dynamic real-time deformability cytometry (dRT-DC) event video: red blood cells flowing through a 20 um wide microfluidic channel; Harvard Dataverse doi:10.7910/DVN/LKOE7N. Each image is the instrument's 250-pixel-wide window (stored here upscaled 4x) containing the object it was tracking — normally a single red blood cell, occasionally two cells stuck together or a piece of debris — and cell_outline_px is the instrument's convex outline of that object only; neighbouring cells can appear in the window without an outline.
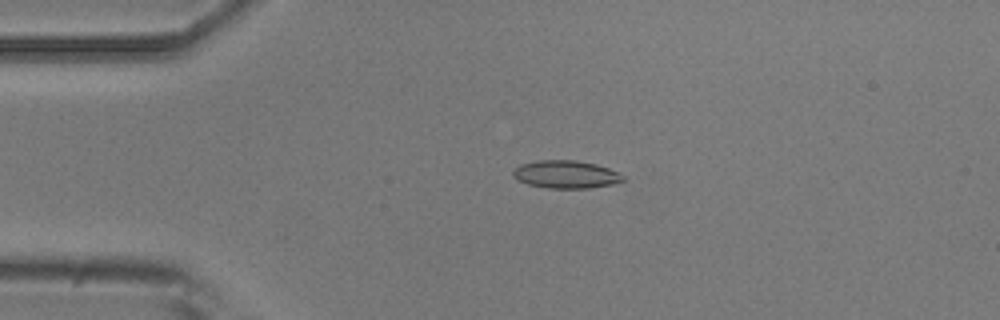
{"species": "common noctule bat (a hibernating species)", "species_latin": "Nyctalus noctula", "temperature_condition": "room temperature", "stored_images_in_passage": 43, "camera_frame_rate_fps": 3000, "um_per_image_px": 0.085, "animal": {"sex": "male", "body_mass_g": 20.5, "forearm_length_mm": 52.5}, "frame": {"image": 1, "passage_image": 1, "time_ms": 0.0, "image_size_px": [1000, 320], "cell_outline_px": [[624, 180], [612, 184], [588, 188], [548, 188], [528, 184], [516, 180], [512, 176], [512, 172], [520, 164], [536, 160], [576, 160], [596, 164], [608, 168], [624, 176]], "centroid_in_image_um": [48.06, 14.82], "position_along_channel_um": 36.9, "area_um2": 17.8}}
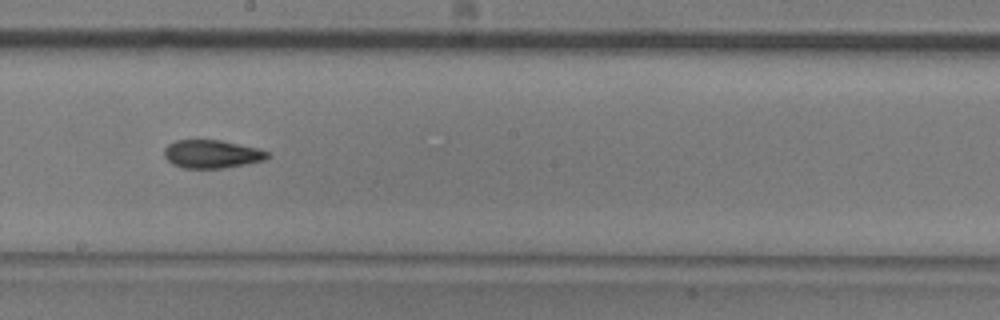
{"frame": {"image": 2, "passage_image": 19, "time_ms": 6.0, "image_size_px": [1000, 320], "cell_outline_px": [[268, 156], [264, 160], [248, 164], [224, 168], [180, 168], [172, 164], [164, 156], [164, 148], [168, 144], [176, 140], [220, 140], [256, 148], [268, 152]], "centroid_in_image_um": [17.96, 13.1], "position_along_channel_um": 230.2, "area_um2": 16.94}}
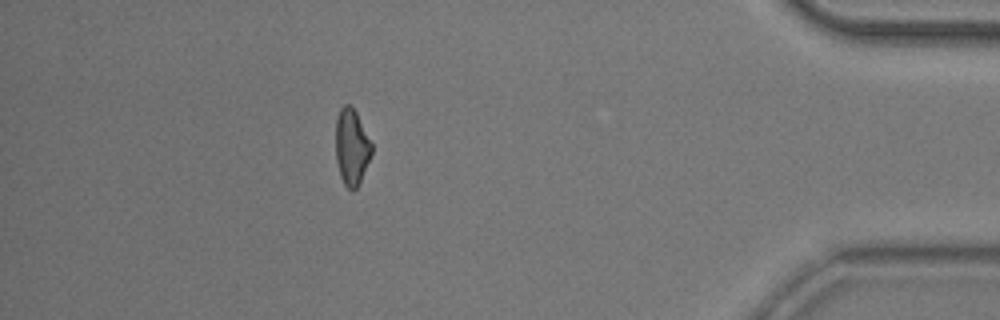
{"frame": {"image": 3, "passage_image": 37, "time_ms": 12.0, "image_size_px": [1000, 320], "cell_outline_px": [[372, 152], [360, 180], [356, 188], [352, 192], [344, 184], [340, 176], [336, 160], [336, 120], [340, 108], [344, 104], [348, 104], [356, 112], [372, 144]], "centroid_in_image_um": [29.87, 12.49], "position_along_channel_um": 405.3, "area_um2": 15.72}, "authors_computed_cell_mechanics": {"area_um2": 16.9354, "velocity_mm_per_s": 3.7184, "shape_relaxation_time_tau1_ms": 6.2727, "shape_relaxation_time_tau2_ms": 3.3926, "deformation_change_tau1": 0.1542, "deformation_change_tau2": 0.106}}